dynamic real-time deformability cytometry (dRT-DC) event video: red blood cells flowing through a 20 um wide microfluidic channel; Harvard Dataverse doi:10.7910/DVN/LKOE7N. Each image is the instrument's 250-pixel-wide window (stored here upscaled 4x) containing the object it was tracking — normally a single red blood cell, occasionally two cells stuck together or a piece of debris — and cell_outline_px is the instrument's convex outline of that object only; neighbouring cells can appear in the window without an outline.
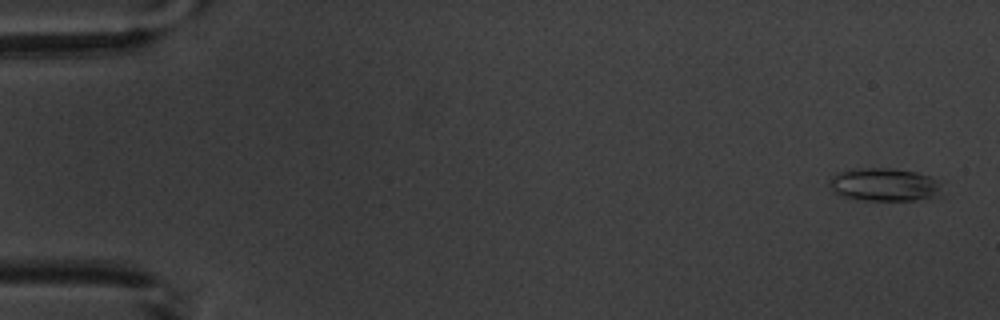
{"species": "common noctule bat (a hibernating species)", "species_latin": "Nyctalus noctula", "temperature_condition": "warm", "stored_images_in_passage": 6, "camera_frame_rate_fps": 3000, "um_per_image_px": 0.085, "animal": {"sex": "male", "body_mass_g": 20.1, "forearm_length_mm": 53.5}, "frame": {"image": 1, "passage_image": 1, "time_ms": 0.0, "image_size_px": [1000, 320], "cell_outline_px": [[948, 180], [936, 196], [916, 200], [864, 200], [840, 196], [832, 192], [828, 184], [832, 176], [840, 172], [856, 168], [892, 168], [916, 172]], "centroid_in_image_um": [75.24, 15.68], "position_along_channel_um": 9.8, "area_um2": 22.25}}